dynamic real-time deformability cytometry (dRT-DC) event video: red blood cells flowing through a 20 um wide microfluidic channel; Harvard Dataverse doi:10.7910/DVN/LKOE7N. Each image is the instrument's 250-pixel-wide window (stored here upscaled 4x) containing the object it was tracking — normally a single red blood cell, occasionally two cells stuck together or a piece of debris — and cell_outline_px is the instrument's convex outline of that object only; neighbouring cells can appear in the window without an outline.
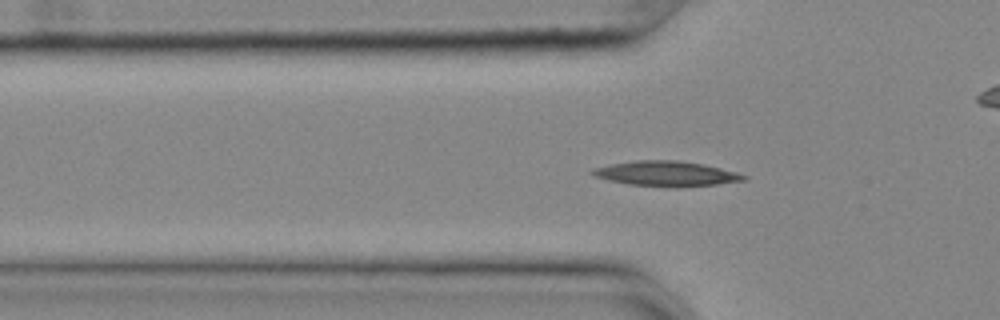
{"species": "common noctule bat (a hibernating species)", "species_latin": "Nyctalus noctula", "temperature_condition": "cold", "stored_images_in_passage": 44, "camera_frame_rate_fps": 3000, "um_per_image_px": 0.085, "animal": {"sex": "female", "body_mass_g": 25.1}, "frame": {"image": 1, "passage_image": 5, "time_ms": 1.333, "image_size_px": [1000, 320], "cell_outline_px": [[748, 180], [716, 184], [680, 188], [672, 188], [628, 184], [608, 180], [596, 176], [588, 172], [592, 168], [612, 164], [636, 160], [676, 160], [704, 164], [736, 172], [748, 176]], "centroid_in_image_um": [56.65, 14.77], "position_along_channel_um": 69.2, "area_um2": 22.31}}
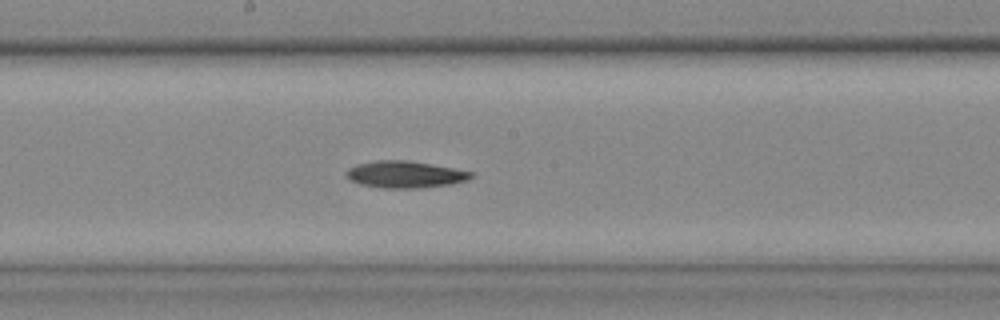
{"frame": {"image": 2, "passage_image": 17, "time_ms": 5.333, "image_size_px": [1000, 320], "cell_outline_px": [[476, 176], [468, 180], [452, 184], [420, 188], [384, 188], [360, 184], [348, 180], [344, 176], [344, 172], [348, 168], [356, 164], [376, 160], [408, 160], [432, 164], [476, 172]], "centroid_in_image_um": [34.44, 14.82], "position_along_channel_um": 213.8, "area_um2": 20.0}}
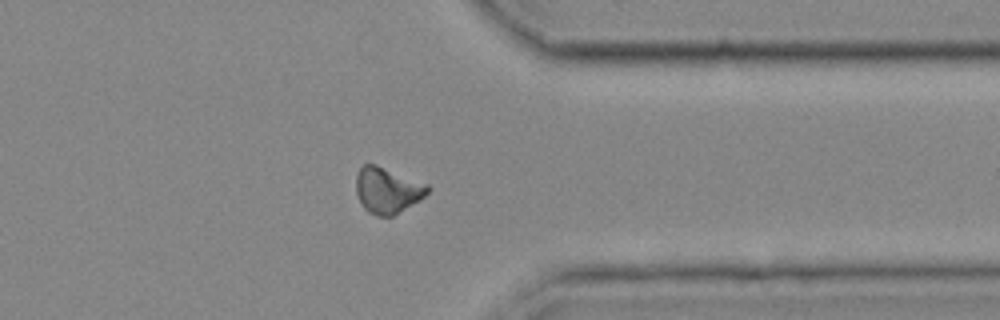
{"frame": {"image": 3, "passage_image": 31, "time_ms": 10.0, "image_size_px": [1000, 320], "cell_outline_px": [[428, 192], [420, 200], [392, 216], [376, 216], [368, 212], [360, 204], [356, 192], [356, 172], [364, 164], [376, 164], [428, 184]], "centroid_in_image_um": [32.89, 16.17], "position_along_channel_um": 378.5, "area_um2": 19.19}, "authors_computed_cell_mechanics": {"area_um2": 18.8717, "velocity_mm_per_s": 3.6333, "shape_relaxation_time_tau1_ms": 7.6964, "shape_relaxation_time_tau2_ms": null, "deformation_change_tau1": 0.149, "deformation_change_tau2": null}}